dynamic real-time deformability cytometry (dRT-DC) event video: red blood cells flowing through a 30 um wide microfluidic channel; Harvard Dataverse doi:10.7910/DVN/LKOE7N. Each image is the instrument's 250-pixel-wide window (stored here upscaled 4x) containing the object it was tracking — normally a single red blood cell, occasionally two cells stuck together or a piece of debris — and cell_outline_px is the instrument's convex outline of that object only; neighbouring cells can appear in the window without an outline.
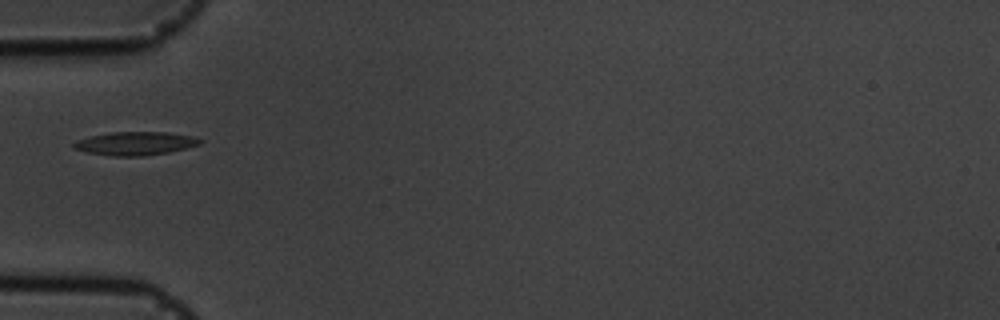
{"species": "common noctule bat (a hibernating species)", "species_latin": "Nyctalus noctula", "temperature_condition": "cold", "stored_images_in_passage": 38, "camera_frame_rate_fps": 3000, "um_per_image_px": 0.085, "animal": {"sex": "male", "body_mass_g": 19.5, "forearm_length_mm": 54.6}, "frame": {"image": 1, "passage_image": 1, "time_ms": 0.0, "image_size_px": [1000, 320], "cell_outline_px": [[204, 140], [200, 144], [168, 152], [144, 156], [112, 156], [88, 152], [72, 148], [72, 144], [76, 140], [92, 136], [112, 132], [168, 132], [192, 136]], "centroid_in_image_um": [11.49, 12.19], "position_along_channel_um": 73.5, "area_um2": 17.11}}
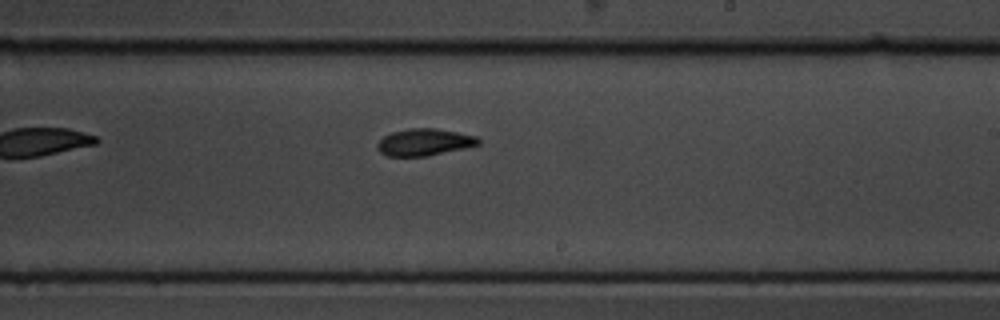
{"frame": {"image": 2, "passage_image": 16, "time_ms": 5.0, "image_size_px": [1000, 320], "cell_outline_px": [[480, 144], [464, 148], [424, 156], [388, 156], [380, 152], [376, 148], [376, 144], [384, 136], [392, 132], [408, 128], [436, 128], [476, 136], [480, 140]], "centroid_in_image_um": [36.04, 12.08], "position_along_channel_um": 253.0, "area_um2": 15.72}}
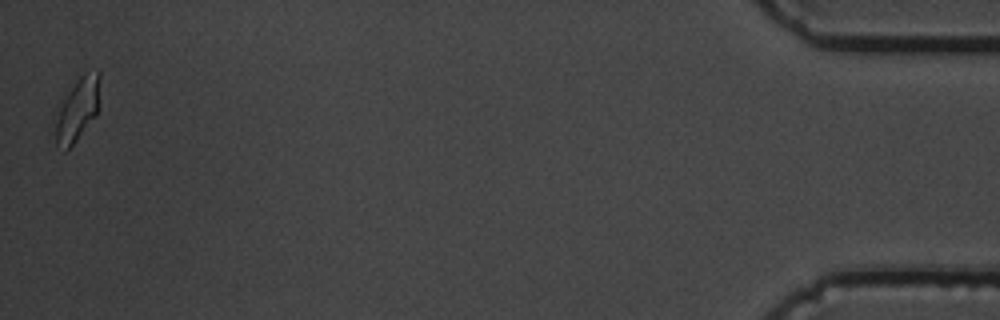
{"frame": {"image": 3, "passage_image": 38, "time_ms": 12.333, "image_size_px": [1000, 320], "cell_outline_px": [[100, 76], [96, 116], [76, 140], [64, 152], [56, 144], [52, 120], [52, 112], [60, 96], [84, 72], [100, 72]], "centroid_in_image_um": [6.44, 9.3], "position_along_channel_um": 428.8, "area_um2": 17.4}}